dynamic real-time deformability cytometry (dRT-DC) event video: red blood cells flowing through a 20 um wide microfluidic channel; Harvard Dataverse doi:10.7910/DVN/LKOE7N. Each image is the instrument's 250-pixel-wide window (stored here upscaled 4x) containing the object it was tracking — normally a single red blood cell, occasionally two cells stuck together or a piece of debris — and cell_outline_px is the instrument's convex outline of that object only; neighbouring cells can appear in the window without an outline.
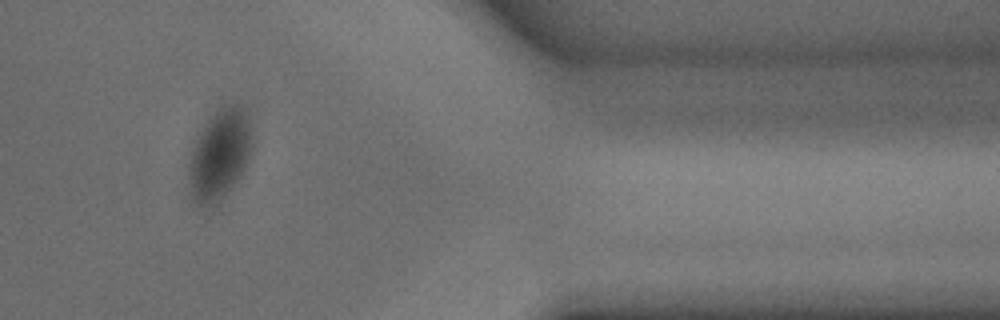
{"species": "common noctule bat (a hibernating species)", "species_latin": "Nyctalus noctula", "temperature_condition": "warm", "stored_images_in_passage": 30, "camera_frame_rate_fps": 3000, "um_per_image_px": 0.085, "animal": {"sex": "male", "body_mass_g": 15.6}, "frame": {"image": 1, "passage_image": 24, "time_ms": 7.667, "image_size_px": [1000, 320], "cell_outline_px": [[252, 148], [244, 168], [240, 176], [232, 188], [220, 204], [196, 204], [192, 200], [188, 176], [188, 160], [192, 148], [204, 124], [220, 104], [240, 100], [244, 104], [248, 112], [252, 136]], "centroid_in_image_um": [18.69, 13.05], "position_along_channel_um": 392.7, "area_um2": 34.45}}
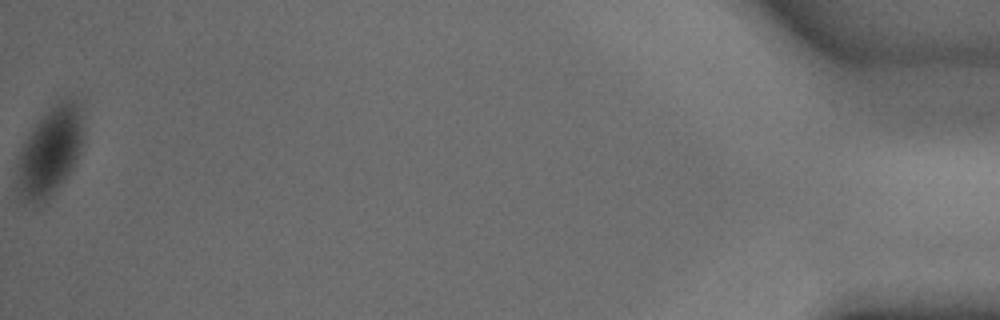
{"frame": {"image": 2, "passage_image": 30, "time_ms": 9.667, "image_size_px": [1000, 320], "cell_outline_px": [[84, 128], [80, 152], [68, 176], [52, 192], [40, 200], [24, 200], [20, 192], [16, 160], [24, 140], [40, 116], [48, 108], [60, 100], [68, 96], [80, 104]], "centroid_in_image_um": [4.28, 12.72], "position_along_channel_um": 430.9, "area_um2": 33.76}}